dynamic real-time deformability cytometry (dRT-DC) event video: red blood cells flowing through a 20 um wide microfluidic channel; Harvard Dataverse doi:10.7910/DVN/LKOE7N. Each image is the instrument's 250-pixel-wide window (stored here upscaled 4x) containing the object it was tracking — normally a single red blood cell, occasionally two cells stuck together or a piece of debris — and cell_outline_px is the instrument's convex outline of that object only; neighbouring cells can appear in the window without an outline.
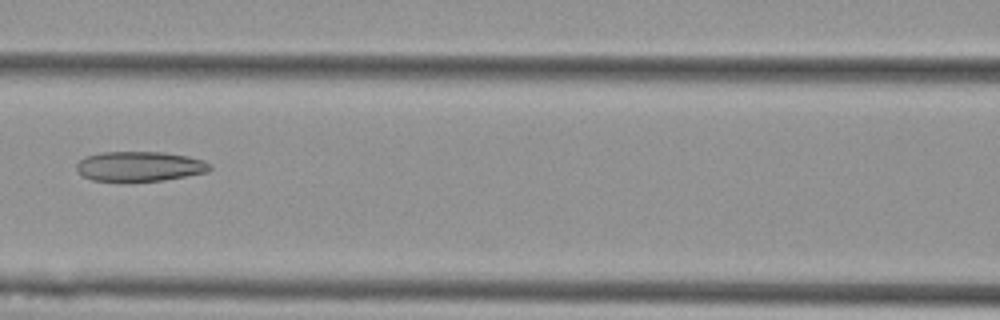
{"species": "Egyptian fruit bat (a non-hibernating species)", "species_latin": "Rousettus aegyptiacus", "temperature_condition": "cold", "stored_images_in_passage": 7, "camera_frame_rate_fps": 3000, "um_per_image_px": 0.085, "animal": {"sex": "female"}, "frame": {"image": 1, "passage_image": 7, "time_ms": 2.0, "image_size_px": [1000, 320], "cell_outline_px": [[212, 168], [208, 172], [164, 180], [92, 180], [84, 176], [76, 168], [76, 164], [84, 156], [100, 152], [164, 152], [188, 156], [204, 160], [212, 164]], "centroid_in_image_um": [11.91, 14.12], "position_along_channel_um": 154.7, "area_um2": 23.06}}